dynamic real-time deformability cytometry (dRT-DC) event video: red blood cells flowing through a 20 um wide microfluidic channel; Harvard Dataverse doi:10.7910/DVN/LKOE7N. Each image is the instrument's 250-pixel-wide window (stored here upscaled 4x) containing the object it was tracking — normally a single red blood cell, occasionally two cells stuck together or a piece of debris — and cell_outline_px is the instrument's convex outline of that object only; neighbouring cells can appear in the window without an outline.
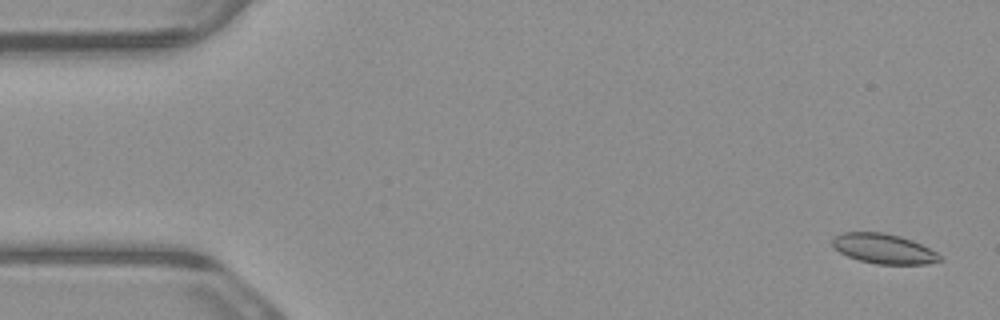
{"species": "common noctule bat (a hibernating species)", "species_latin": "Nyctalus noctula", "temperature_condition": "warm", "stored_images_in_passage": 4, "camera_frame_rate_fps": 3000, "um_per_image_px": 0.085, "animal": {"sex": "male", "body_mass_g": 23.1, "forearm_length_mm": 52.7}, "frame": {"image": 1, "passage_image": 1, "time_ms": 0.0, "image_size_px": [1000, 320], "cell_outline_px": [[944, 260], [928, 264], [876, 264], [860, 260], [848, 256], [840, 252], [832, 244], [832, 240], [840, 232], [884, 232], [900, 236], [912, 240], [944, 256]], "centroid_in_image_um": [75.16, 21.14], "position_along_channel_um": 9.8, "area_um2": 18.73}}
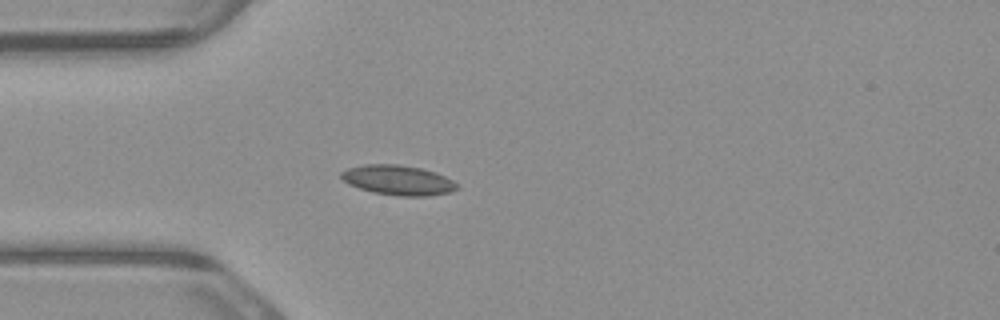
{"frame": {"image": 2, "passage_image": 4, "time_ms": 1.0, "image_size_px": [1000, 320], "cell_outline_px": [[460, 188], [452, 192], [428, 196], [400, 196], [372, 192], [348, 184], [340, 176], [340, 172], [348, 168], [364, 164], [396, 164], [420, 168], [444, 176], [452, 180]], "centroid_in_image_um": [33.82, 15.32], "position_along_channel_um": 51.2, "area_um2": 20.06}}